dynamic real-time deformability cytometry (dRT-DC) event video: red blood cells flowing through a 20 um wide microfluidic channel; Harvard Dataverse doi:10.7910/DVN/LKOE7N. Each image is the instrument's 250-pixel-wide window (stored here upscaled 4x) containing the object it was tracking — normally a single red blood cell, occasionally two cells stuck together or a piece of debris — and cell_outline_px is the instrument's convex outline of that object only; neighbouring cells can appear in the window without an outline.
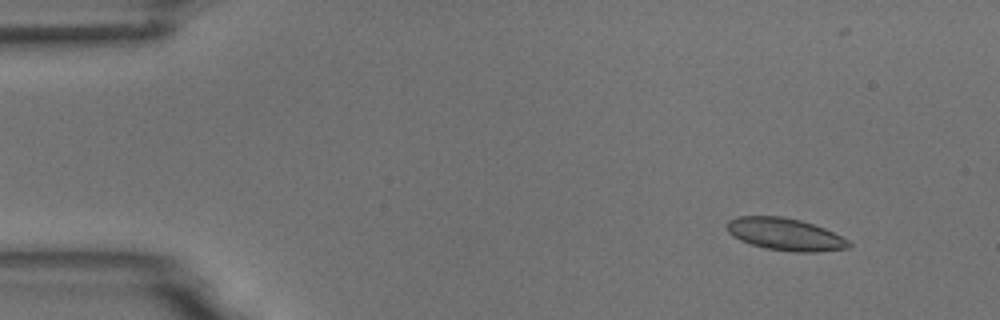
{"species": "common noctule bat (a hibernating species)", "species_latin": "Nyctalus noctula", "temperature_condition": "room temperature", "stored_images_in_passage": 5, "segment_of_instrument_passage": [1, 2], "camera_frame_rate_fps": 3000, "um_per_image_px": 0.085, "animal": {"sex": "male", "body_mass_g": 18.8}, "frame": {"image": 1, "passage_image": 1, "time_ms": 0.0, "image_size_px": [1000, 320], "cell_outline_px": [[852, 244], [848, 248], [816, 252], [796, 252], [764, 248], [740, 240], [728, 232], [724, 224], [728, 220], [740, 216], [780, 216], [800, 220], [824, 228], [848, 240]], "centroid_in_image_um": [66.71, 19.91], "position_along_channel_um": 18.3, "area_um2": 22.83}}
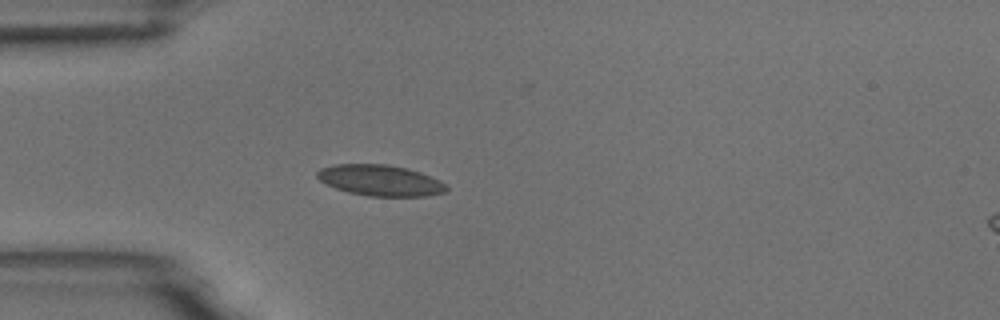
{"frame": {"image": 2, "passage_image": 4, "time_ms": 1.0, "image_size_px": [1000, 320], "cell_outline_px": [[448, 192], [428, 196], [368, 196], [348, 192], [336, 188], [320, 180], [316, 176], [316, 172], [320, 168], [336, 164], [388, 164], [408, 168], [432, 176], [440, 180], [448, 188]], "centroid_in_image_um": [32.36, 15.33], "position_along_channel_um": 52.6, "area_um2": 23.47}}